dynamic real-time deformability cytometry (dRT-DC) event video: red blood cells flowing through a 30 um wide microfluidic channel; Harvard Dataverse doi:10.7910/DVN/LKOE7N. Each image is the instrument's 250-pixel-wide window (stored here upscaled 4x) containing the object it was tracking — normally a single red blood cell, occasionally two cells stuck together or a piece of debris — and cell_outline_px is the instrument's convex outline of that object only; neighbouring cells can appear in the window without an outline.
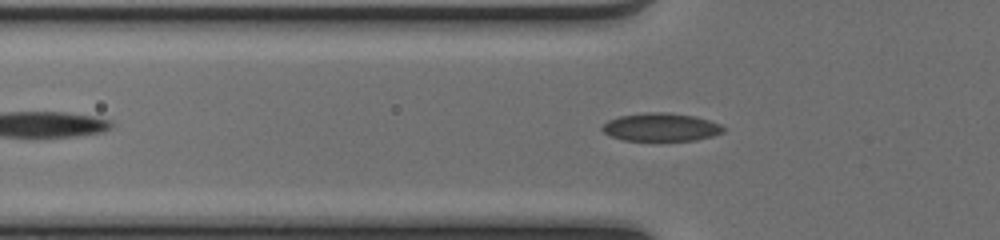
{"species": "common noctule bat (a hibernating species)", "species_latin": "Nyctalus noctula", "temperature_condition": "cold", "stored_images_in_passage": 42, "camera_frame_rate_fps": 3000, "um_per_image_px": 0.085, "animal": {"sex": "female", "body_mass_g": 17.0, "forearm_length_mm": 48.0}, "frame": {"image": 1, "passage_image": 10, "time_ms": 3.0, "image_size_px": [1000, 240], "cell_outline_px": [[724, 132], [712, 136], [696, 140], [624, 140], [612, 136], [604, 132], [600, 128], [608, 120], [620, 116], [648, 112], [664, 112], [692, 116], [708, 120], [720, 124], [724, 128]], "centroid_in_image_um": [56.18, 10.81], "position_along_channel_um": 69.6, "area_um2": 19.54}}
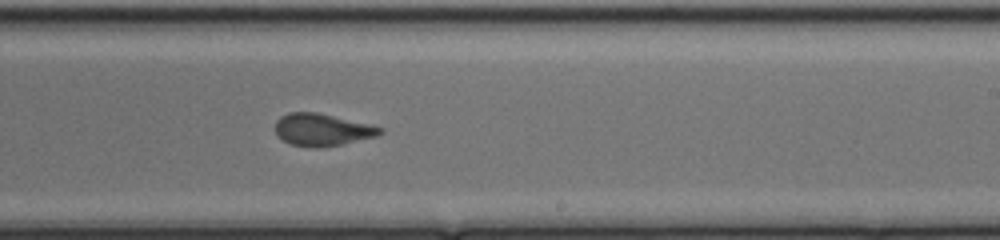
{"frame": {"image": 2, "passage_image": 24, "time_ms": 7.667, "image_size_px": [1000, 240], "cell_outline_px": [[384, 132], [376, 136], [340, 144], [320, 148], [312, 148], [292, 144], [284, 140], [276, 132], [276, 120], [280, 116], [288, 112], [316, 112], [368, 124], [384, 128]], "centroid_in_image_um": [27.37, 11.02], "position_along_channel_um": 261.6, "area_um2": 19.42}}
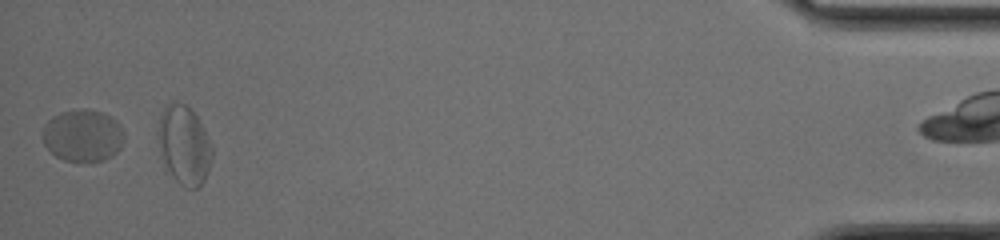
{"frame": {"image": 3, "passage_image": 41, "time_ms": 13.333, "image_size_px": [1000, 240], "cell_outline_px": [[124, 140], [120, 148], [112, 156], [104, 160], [84, 164], [64, 160], [56, 156], [44, 144], [44, 124], [52, 116], [60, 112], [80, 108], [84, 108], [100, 112], [116, 120], [120, 124], [124, 132]], "centroid_in_image_um": [7.06, 11.54], "position_along_channel_um": 428.1, "area_um2": 25.14}, "authors_computed_cell_mechanics": {"area_um2": 19.9988, "velocity_mm_per_s": 4.1126, "shape_relaxation_time_tau1_ms": 7.7844, "shape_relaxation_time_tau2_ms": 1.2144, "deformation_change_tau1": 0.1552, "deformation_change_tau2": 0.0673}}